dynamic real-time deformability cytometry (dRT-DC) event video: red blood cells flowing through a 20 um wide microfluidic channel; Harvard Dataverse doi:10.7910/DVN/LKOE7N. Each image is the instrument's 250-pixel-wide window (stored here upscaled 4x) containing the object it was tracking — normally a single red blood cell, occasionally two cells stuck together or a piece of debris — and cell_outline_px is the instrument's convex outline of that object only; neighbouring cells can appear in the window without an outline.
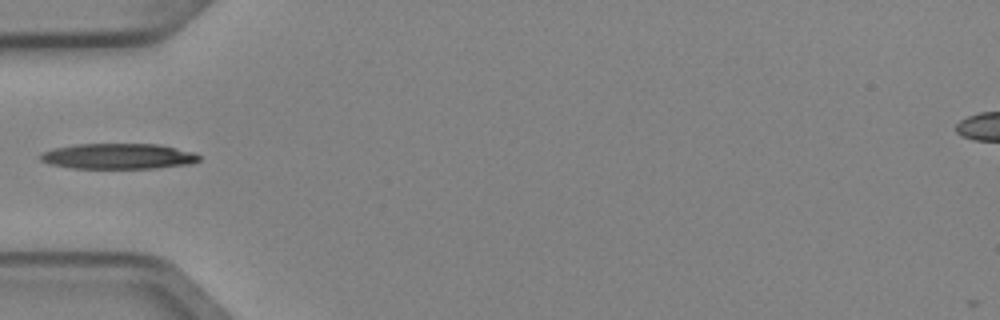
{"species": "Egyptian fruit bat (a non-hibernating species)", "species_latin": "Rousettus aegyptiacus", "temperature_condition": "cold", "stored_images_in_passage": 1, "camera_frame_rate_fps": 3000, "um_per_image_px": 0.085, "animal": {"sex": "female"}, "frame": {"image": 1, "passage_image": 1, "time_ms": 0.0, "image_size_px": [1000, 320], "cell_outline_px": [[200, 160], [192, 164], [156, 168], [72, 168], [52, 164], [40, 160], [40, 152], [52, 148], [76, 144], [156, 144], [176, 148], [192, 152], [200, 156]], "centroid_in_image_um": [10.04, 13.28], "position_along_channel_um": 75.0, "area_um2": 23.64}}